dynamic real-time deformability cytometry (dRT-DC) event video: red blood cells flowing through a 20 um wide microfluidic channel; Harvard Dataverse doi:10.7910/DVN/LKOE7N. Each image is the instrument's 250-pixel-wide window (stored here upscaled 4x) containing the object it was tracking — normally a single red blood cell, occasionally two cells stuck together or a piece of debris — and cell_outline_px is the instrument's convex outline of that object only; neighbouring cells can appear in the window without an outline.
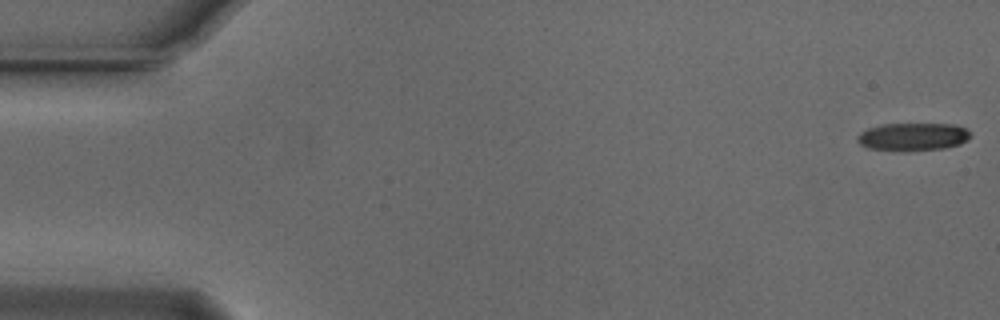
{"species": "Egyptian fruit bat (a non-hibernating species)", "species_latin": "Rousettus aegyptiacus", "temperature_condition": "cold", "stored_images_in_passage": 55, "camera_frame_rate_fps": 3000, "um_per_image_px": 0.085, "animal": {"sex": "male"}, "frame": {"image": 1, "passage_image": 1, "time_ms": 0.0, "image_size_px": [1000, 320], "cell_outline_px": [[972, 136], [968, 140], [960, 144], [944, 148], [908, 152], [904, 152], [868, 148], [860, 144], [856, 140], [856, 136], [860, 132], [868, 128], [884, 124], [956, 124], [964, 128]], "centroid_in_image_um": [77.58, 11.64], "position_along_channel_um": 7.4, "area_um2": 18.67}}
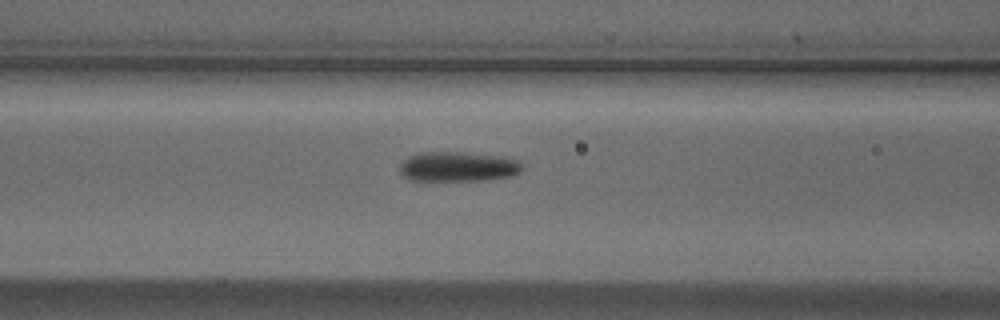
{"frame": {"image": 2, "passage_image": 22, "time_ms": 7.0, "image_size_px": [1000, 320], "cell_outline_px": [[524, 168], [520, 172], [512, 176], [488, 180], [408, 180], [400, 172], [400, 164], [408, 156], [420, 152], [460, 152], [496, 156], [520, 160]], "centroid_in_image_um": [38.94, 14.17], "position_along_channel_um": 127.7, "area_um2": 21.33}}
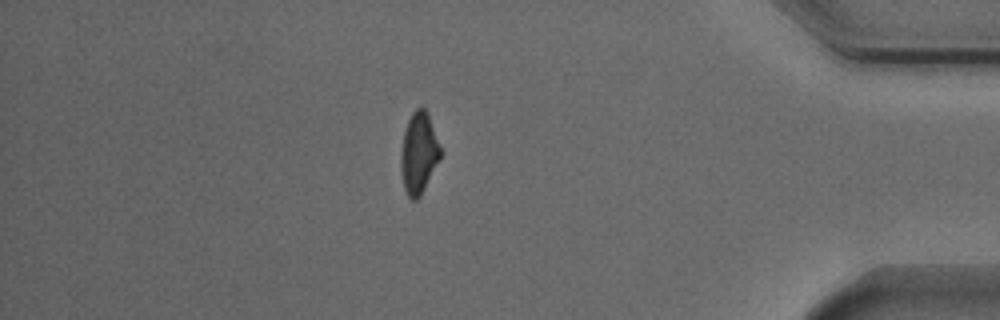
{"frame": {"image": 3, "passage_image": 47, "time_ms": 15.333, "image_size_px": [1000, 320], "cell_outline_px": [[444, 152], [440, 160], [420, 196], [416, 200], [412, 200], [408, 196], [404, 188], [400, 168], [400, 152], [404, 132], [408, 120], [412, 112], [416, 108], [424, 108], [428, 112]], "centroid_in_image_um": [35.62, 12.99], "position_along_channel_um": 399.6, "area_um2": 19.19}, "authors_computed_cell_mechanics": {"area_um2": 19.7676, "velocity_mm_per_s": 3.7491, "shape_relaxation_time_tau1_ms": 3.5953, "shape_relaxation_time_tau2_ms": 6.8959, "deformation_change_tau1": 0.1267, "deformation_change_tau2": 0.1605}}